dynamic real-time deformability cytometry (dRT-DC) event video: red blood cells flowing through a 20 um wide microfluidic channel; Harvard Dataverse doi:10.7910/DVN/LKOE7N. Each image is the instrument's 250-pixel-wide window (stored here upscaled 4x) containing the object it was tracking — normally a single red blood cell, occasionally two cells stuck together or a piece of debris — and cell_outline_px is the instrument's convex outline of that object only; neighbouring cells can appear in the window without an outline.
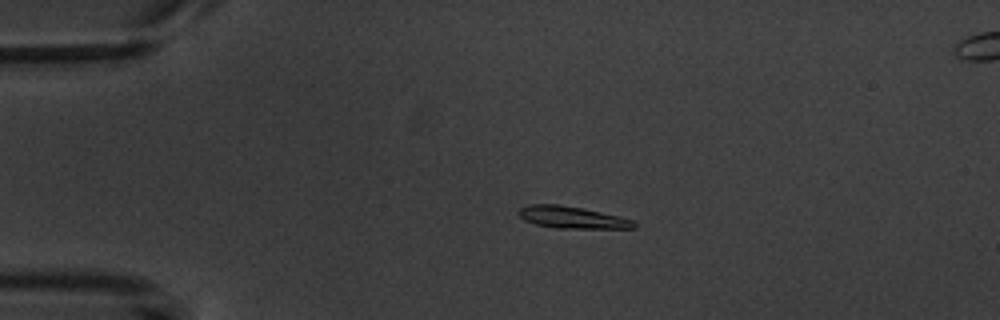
{"species": "common noctule bat (a hibernating species)", "species_latin": "Nyctalus noctula", "temperature_condition": "warm", "stored_images_in_passage": 6, "segment_of_instrument_passage": [1, 2], "camera_frame_rate_fps": 3000, "um_per_image_px": 0.085, "animal": {"sex": "male", "body_mass_g": 20.1, "forearm_length_mm": 53.5}, "frame": {"image": 1, "passage_image": 4, "time_ms": 3.333, "image_size_px": [1000, 320], "cell_outline_px": [[636, 228], [556, 228], [536, 224], [524, 220], [516, 212], [520, 208], [528, 204], [560, 204], [584, 208], [620, 216], [632, 220], [636, 224]], "centroid_in_image_um": [48.6, 18.46], "position_along_channel_um": 36.4, "area_um2": 14.85}}